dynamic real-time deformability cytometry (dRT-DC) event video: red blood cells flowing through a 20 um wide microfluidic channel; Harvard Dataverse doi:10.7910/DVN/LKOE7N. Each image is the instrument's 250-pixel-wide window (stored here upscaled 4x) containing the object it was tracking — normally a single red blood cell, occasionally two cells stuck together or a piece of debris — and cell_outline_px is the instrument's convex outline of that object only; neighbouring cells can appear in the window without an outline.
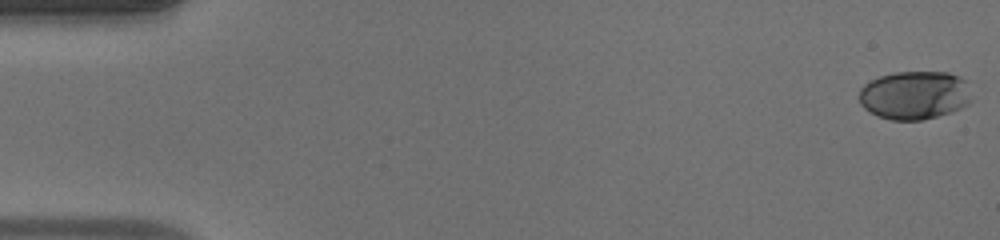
{"species": "human", "species_latin": "Homo sapiens", "temperature_condition": "warm", "stored_images_in_passage": 50, "camera_frame_rate_fps": 3000, "um_per_image_px": 0.085, "donor": {"sex": "male"}, "frame": {"image": 1, "passage_image": 1, "time_ms": 0.0, "image_size_px": [1000, 240], "cell_outline_px": [[972, 100], [968, 104], [952, 112], [920, 120], [892, 120], [880, 116], [864, 108], [860, 104], [860, 88], [864, 84], [880, 76], [896, 72], [948, 72], [964, 80]], "centroid_in_image_um": [77.73, 8.09], "position_along_channel_um": 7.3, "area_um2": 31.44}}
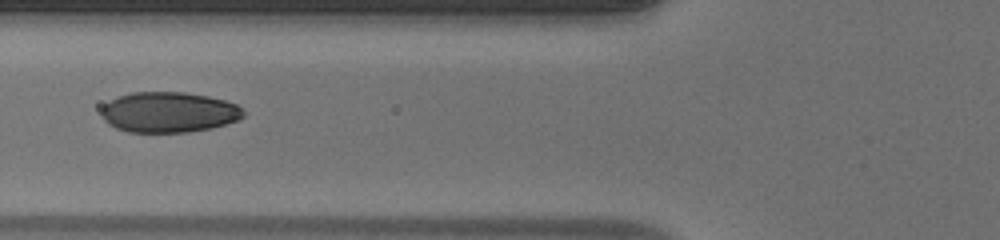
{"frame": {"image": 2, "passage_image": 20, "time_ms": 6.333, "image_size_px": [1000, 240], "cell_outline_px": [[244, 116], [236, 120], [212, 128], [188, 132], [128, 132], [116, 128], [108, 124], [104, 120], [100, 112], [104, 104], [120, 96], [132, 92], [184, 92], [208, 96], [224, 100], [236, 104], [244, 112]], "centroid_in_image_um": [14.32, 9.54], "position_along_channel_um": 111.5, "area_um2": 33.41}}
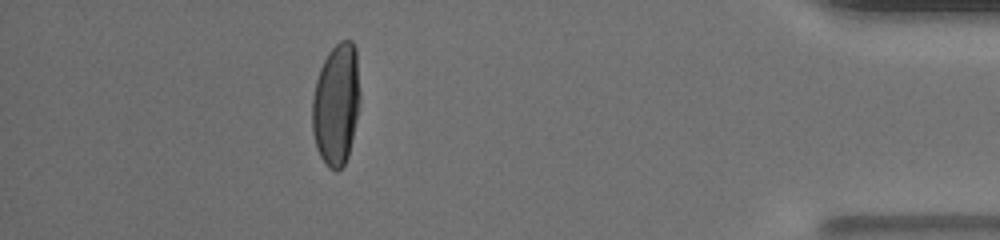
{"frame": {"image": 3, "passage_image": 45, "time_ms": 14.667, "image_size_px": [1000, 240], "cell_outline_px": [[360, 100], [352, 140], [348, 156], [344, 164], [336, 172], [328, 168], [320, 156], [316, 148], [312, 132], [312, 100], [316, 80], [320, 68], [328, 52], [340, 40], [352, 40], [356, 48], [360, 92]], "centroid_in_image_um": [28.58, 8.87], "position_along_channel_um": 406.6, "area_um2": 34.22}, "authors_computed_cell_mechanics": {"area_um2": 33.5818, "velocity_mm_per_s": 4.127, "shape_relaxation_time_tau1_ms": 3.8613, "shape_relaxation_time_tau2_ms": null, "deformation_change_tau1": 0.2149, "deformation_change_tau2": null}}